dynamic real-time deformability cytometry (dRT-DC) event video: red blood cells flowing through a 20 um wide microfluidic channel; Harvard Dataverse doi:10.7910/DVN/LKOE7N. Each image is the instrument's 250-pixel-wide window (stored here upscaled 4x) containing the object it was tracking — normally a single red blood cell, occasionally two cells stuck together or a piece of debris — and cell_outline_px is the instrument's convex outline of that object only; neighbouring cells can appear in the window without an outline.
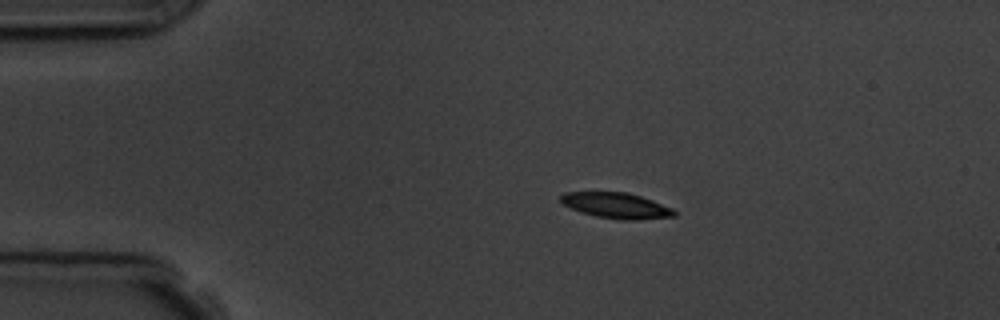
{"species": "common noctule bat (a hibernating species)", "species_latin": "Nyctalus noctula", "temperature_condition": "room temperature", "stored_images_in_passage": 6, "camera_frame_rate_fps": 3000, "um_per_image_px": 0.085, "animal": {"sex": "male", "body_mass_g": 19.5, "forearm_length_mm": 54.6}, "frame": {"image": 1, "passage_image": 3, "time_ms": 2.333, "image_size_px": [1000, 320], "cell_outline_px": [[676, 216], [636, 220], [620, 220], [596, 216], [580, 212], [564, 204], [560, 200], [560, 196], [564, 192], [628, 192], [652, 200], [672, 208], [676, 212]], "centroid_in_image_um": [52.39, 17.47], "position_along_channel_um": 32.6, "area_um2": 16.94}}
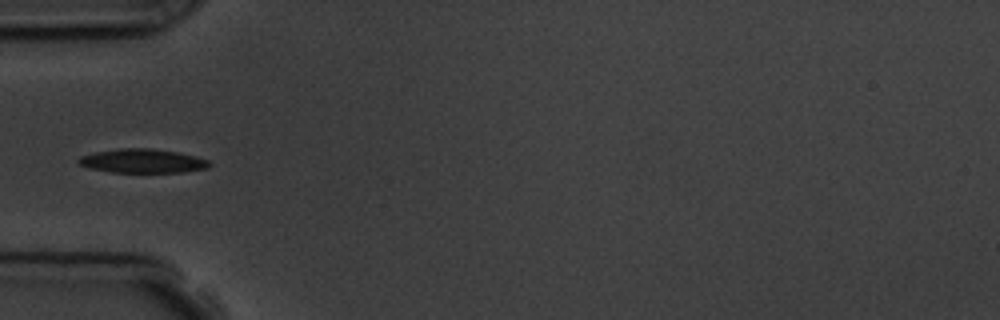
{"frame": {"image": 2, "passage_image": 5, "time_ms": 4.667, "image_size_px": [1000, 320], "cell_outline_px": [[212, 164], [208, 168], [184, 172], [112, 172], [88, 168], [80, 164], [76, 160], [80, 156], [96, 152], [120, 148], [148, 148], [176, 152], [196, 156], [208, 160]], "centroid_in_image_um": [12.12, 13.68], "position_along_channel_um": 72.9, "area_um2": 18.21}}